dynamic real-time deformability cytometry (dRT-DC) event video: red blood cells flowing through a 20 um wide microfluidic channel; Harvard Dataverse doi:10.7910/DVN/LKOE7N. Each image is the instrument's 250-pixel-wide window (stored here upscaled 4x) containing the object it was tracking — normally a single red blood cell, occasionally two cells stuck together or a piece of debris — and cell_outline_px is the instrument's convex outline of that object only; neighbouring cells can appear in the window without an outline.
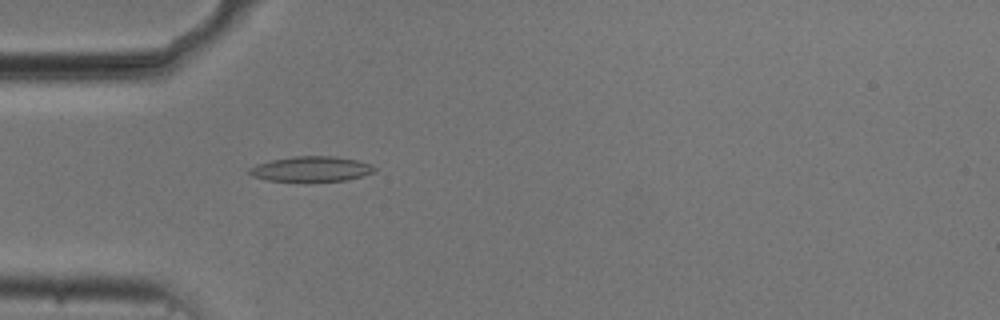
{"species": "common noctule bat (a hibernating species)", "species_latin": "Nyctalus noctula", "temperature_condition": "cold", "stored_images_in_passage": 50, "camera_frame_rate_fps": 3000, "um_per_image_px": 0.085, "animal": {"sex": "male", "body_mass_g": 20.5, "forearm_length_mm": 52.5}, "frame": {"image": 1, "passage_image": 12, "time_ms": 3.667, "image_size_px": [1000, 320], "cell_outline_px": [[376, 168], [372, 172], [348, 180], [308, 184], [304, 184], [268, 180], [252, 176], [248, 172], [248, 168], [256, 164], [272, 160], [296, 156], [336, 156], [356, 160], [372, 164]], "centroid_in_image_um": [26.42, 14.41], "position_along_channel_um": 58.6, "area_um2": 19.13}}
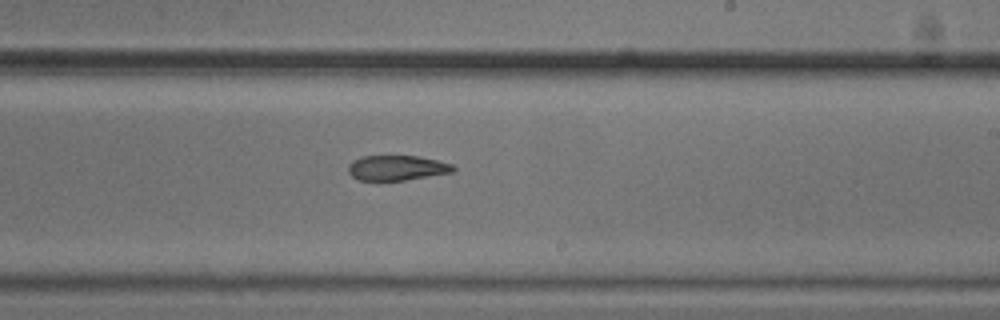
{"frame": {"image": 2, "passage_image": 28, "time_ms": 9.0, "image_size_px": [1000, 320], "cell_outline_px": [[456, 168], [452, 172], [404, 180], [360, 180], [352, 176], [348, 172], [348, 164], [352, 160], [360, 156], [420, 156], [452, 164]], "centroid_in_image_um": [33.7, 14.26], "position_along_channel_um": 255.3, "area_um2": 15.26}}
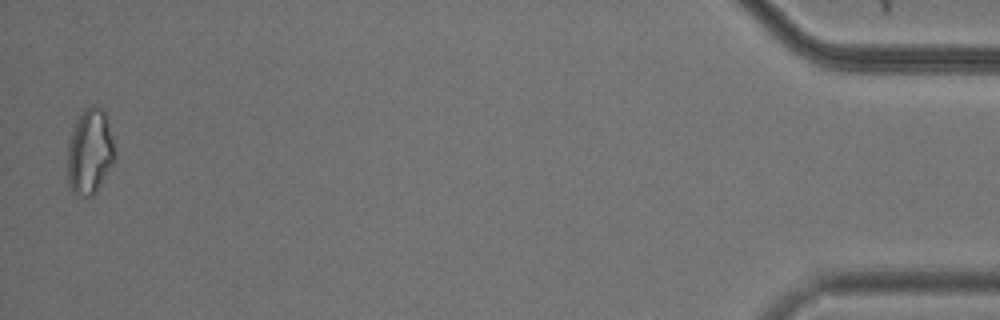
{"frame": {"image": 3, "passage_image": 49, "time_ms": 16.0, "image_size_px": [1000, 320], "cell_outline_px": [[116, 160], [92, 196], [84, 196], [72, 192], [68, 180], [68, 140], [76, 120], [84, 108], [92, 104], [104, 108], [108, 116], [116, 152]], "centroid_in_image_um": [7.67, 12.82], "position_along_channel_um": 427.5, "area_um2": 23.99}, "authors_computed_cell_mechanics": {"area_um2": 17.6001, "velocity_mm_per_s": 3.7356, "shape_relaxation_time_tau1_ms": 4.1064, "shape_relaxation_time_tau2_ms": 7.28, "deformation_change_tau1": 0.1053, "deformation_change_tau2": 0.1626}}